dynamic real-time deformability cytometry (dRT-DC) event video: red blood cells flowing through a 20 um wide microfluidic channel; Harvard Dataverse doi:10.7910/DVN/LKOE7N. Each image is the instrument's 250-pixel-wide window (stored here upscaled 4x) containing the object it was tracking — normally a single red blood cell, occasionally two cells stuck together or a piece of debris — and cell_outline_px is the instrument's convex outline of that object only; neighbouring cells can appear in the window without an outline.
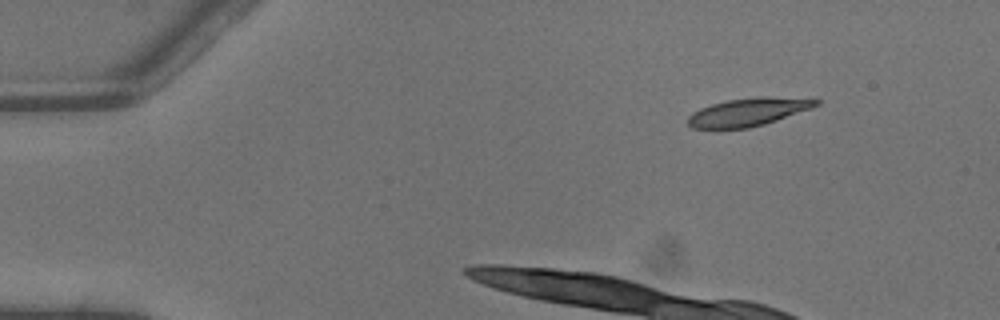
{"species": "common noctule bat (a hibernating species)", "species_latin": "Nyctalus noctula", "temperature_condition": "warm", "stored_images_in_passage": 5, "camera_frame_rate_fps": 3000, "um_per_image_px": 0.085, "animal": {"sex": "male", "body_mass_g": 13.3}, "frame": {"image": 1, "passage_image": 1, "time_ms": 0.0, "image_size_px": [1000, 320], "cell_outline_px": [[820, 104], [812, 108], [764, 124], [748, 128], [692, 128], [688, 124], [688, 116], [692, 112], [700, 108], [712, 104], [728, 100], [760, 96], [764, 96], [820, 100]], "centroid_in_image_um": [63.58, 9.52], "position_along_channel_um": 21.4, "area_um2": 20.63}}
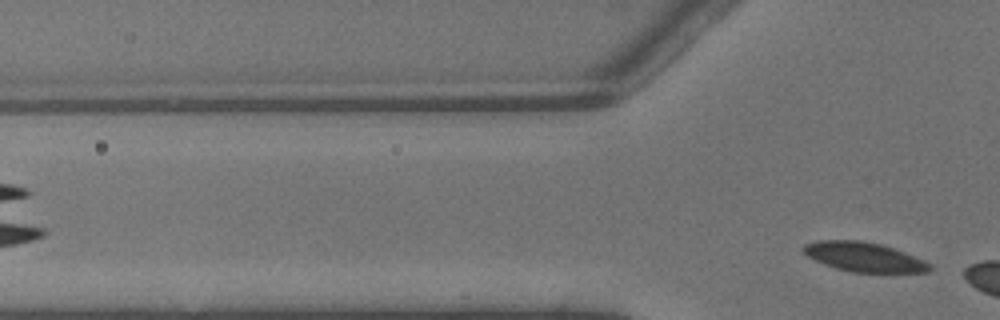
{"frame": {"image": 2, "passage_image": 5, "time_ms": 1.333, "image_size_px": [1000, 320], "cell_outline_px": [[932, 268], [928, 272], [852, 272], [836, 268], [824, 264], [808, 256], [800, 248], [804, 244], [816, 240], [860, 240], [880, 244], [904, 252], [924, 260], [932, 264]], "centroid_in_image_um": [73.42, 21.83], "position_along_channel_um": 52.4, "area_um2": 21.56}}